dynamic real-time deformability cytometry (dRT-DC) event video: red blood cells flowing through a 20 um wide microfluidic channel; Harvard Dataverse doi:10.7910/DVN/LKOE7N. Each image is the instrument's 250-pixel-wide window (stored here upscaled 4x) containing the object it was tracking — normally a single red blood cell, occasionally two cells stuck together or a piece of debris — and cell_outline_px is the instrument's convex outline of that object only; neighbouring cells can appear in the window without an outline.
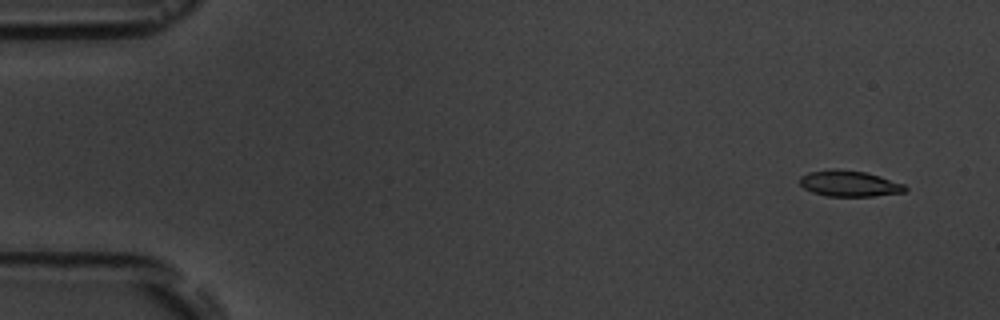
{"species": "common noctule bat (a hibernating species)", "species_latin": "Nyctalus noctula", "temperature_condition": "room temperature", "stored_images_in_passage": 5, "camera_frame_rate_fps": 3000, "um_per_image_px": 0.085, "animal": {"sex": "male", "body_mass_g": 19.5, "forearm_length_mm": 54.6}, "frame": {"image": 1, "passage_image": 1, "time_ms": 0.0, "image_size_px": [1000, 320], "cell_outline_px": [[908, 188], [904, 192], [872, 196], [828, 196], [812, 192], [804, 188], [800, 184], [800, 176], [808, 172], [836, 168], [864, 172], [880, 176], [904, 184]], "centroid_in_image_um": [72.18, 15.59], "position_along_channel_um": 12.8, "area_um2": 15.9}}
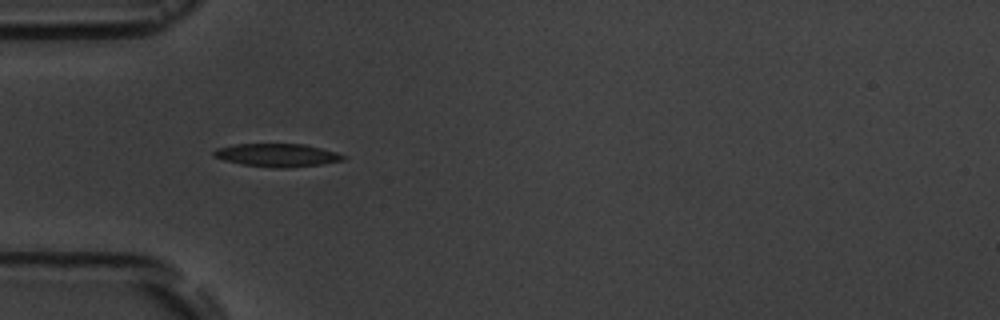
{"frame": {"image": 2, "passage_image": 5, "time_ms": 4.667, "image_size_px": [1000, 320], "cell_outline_px": [[348, 156], [344, 160], [320, 164], [288, 168], [276, 168], [244, 164], [224, 160], [212, 156], [212, 152], [216, 148], [236, 144], [304, 144], [336, 152]], "centroid_in_image_um": [23.56, 13.18], "position_along_channel_um": 61.4, "area_um2": 17.34}}